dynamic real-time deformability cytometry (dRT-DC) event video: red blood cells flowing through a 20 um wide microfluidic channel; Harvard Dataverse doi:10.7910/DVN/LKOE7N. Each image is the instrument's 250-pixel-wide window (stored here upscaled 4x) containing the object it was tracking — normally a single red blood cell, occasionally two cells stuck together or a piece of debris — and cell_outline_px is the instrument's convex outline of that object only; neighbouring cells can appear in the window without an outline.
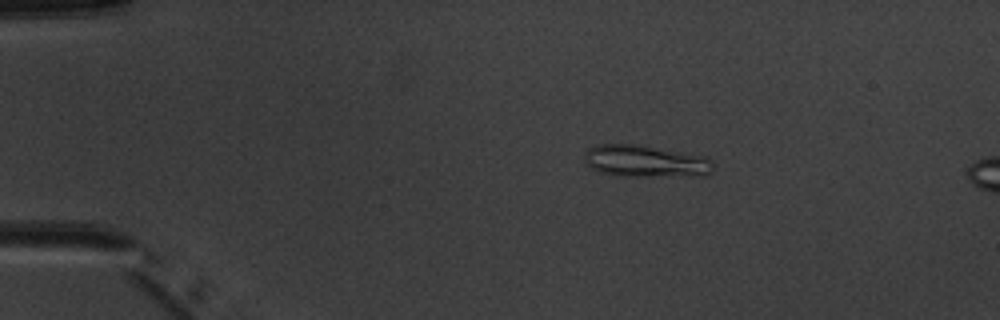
{"species": "common noctule bat (a hibernating species)", "species_latin": "Nyctalus noctula", "temperature_condition": "warm", "stored_images_in_passage": 5, "camera_frame_rate_fps": 3000, "um_per_image_px": 0.085, "animal": {"sex": "male", "body_mass_g": 20.1, "forearm_length_mm": 53.5}, "frame": {"image": 1, "passage_image": 3, "time_ms": 2.667, "image_size_px": [1000, 320], "cell_outline_px": [[712, 172], [708, 176], [620, 176], [600, 172], [592, 168], [584, 160], [584, 152], [588, 148], [596, 144], [636, 144], [704, 156], [712, 160]], "centroid_in_image_um": [54.86, 13.71], "position_along_channel_um": 30.1, "area_um2": 24.16}}